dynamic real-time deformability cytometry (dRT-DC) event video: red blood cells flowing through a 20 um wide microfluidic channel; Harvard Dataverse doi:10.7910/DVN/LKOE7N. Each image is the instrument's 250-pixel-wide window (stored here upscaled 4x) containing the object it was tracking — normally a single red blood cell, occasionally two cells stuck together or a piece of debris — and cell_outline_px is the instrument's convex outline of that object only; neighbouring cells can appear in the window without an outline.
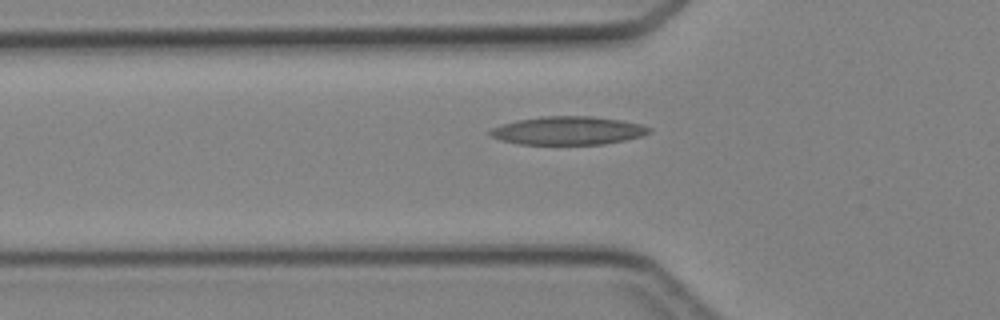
{"species": "Egyptian fruit bat (a non-hibernating species)", "species_latin": "Rousettus aegyptiacus", "temperature_condition": "cold", "stored_images_in_passage": 39, "camera_frame_rate_fps": 3000, "um_per_image_px": 0.085, "animal": {"sex": "female"}, "frame": {"image": 1, "passage_image": 13, "time_ms": 4.0, "image_size_px": [1000, 320], "cell_outline_px": [[652, 132], [640, 136], [624, 140], [604, 144], [520, 144], [500, 140], [488, 136], [488, 132], [492, 128], [504, 124], [520, 120], [544, 116], [592, 116], [620, 120], [640, 124], [652, 128]], "centroid_in_image_um": [48.29, 11.1], "position_along_channel_um": 77.5, "area_um2": 26.07}}
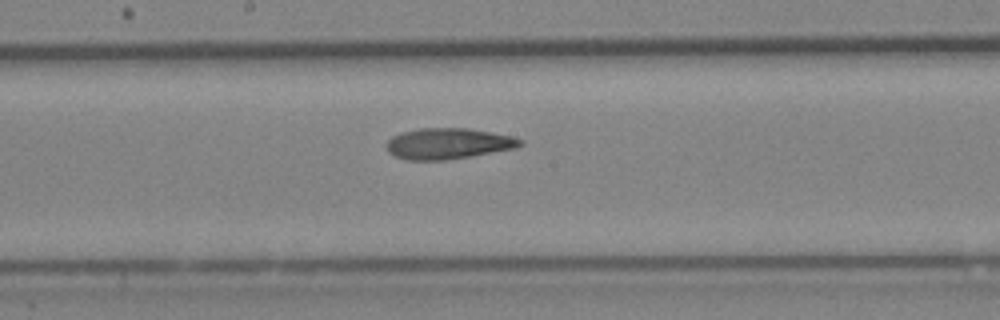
{"frame": {"image": 2, "passage_image": 22, "time_ms": 7.0, "image_size_px": [1000, 320], "cell_outline_px": [[524, 144], [516, 148], [444, 160], [408, 160], [396, 156], [388, 152], [388, 140], [392, 136], [400, 132], [420, 128], [468, 128], [512, 136], [524, 140]], "centroid_in_image_um": [38.1, 12.19], "position_along_channel_um": 210.1, "area_um2": 23.93}}
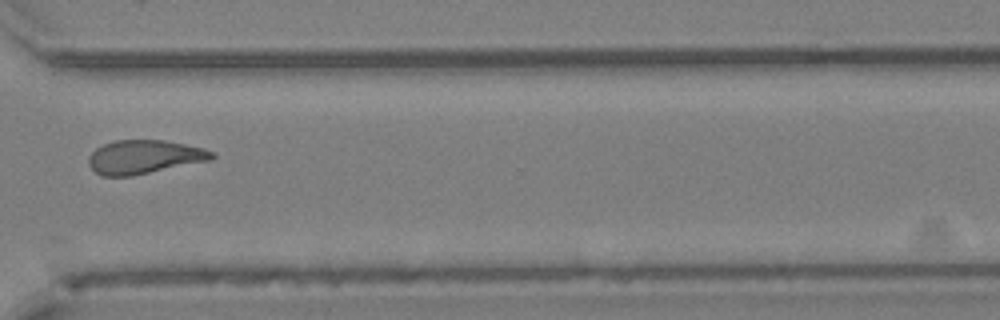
{"frame": {"image": 3, "passage_image": 32, "time_ms": 10.333, "image_size_px": [1000, 320], "cell_outline_px": [[216, 156], [212, 160], [132, 176], [104, 176], [96, 172], [88, 164], [88, 156], [96, 148], [104, 144], [116, 140], [164, 140], [204, 148], [216, 152]], "centroid_in_image_um": [12.29, 13.34], "position_along_channel_um": 358.3, "area_um2": 24.33}}